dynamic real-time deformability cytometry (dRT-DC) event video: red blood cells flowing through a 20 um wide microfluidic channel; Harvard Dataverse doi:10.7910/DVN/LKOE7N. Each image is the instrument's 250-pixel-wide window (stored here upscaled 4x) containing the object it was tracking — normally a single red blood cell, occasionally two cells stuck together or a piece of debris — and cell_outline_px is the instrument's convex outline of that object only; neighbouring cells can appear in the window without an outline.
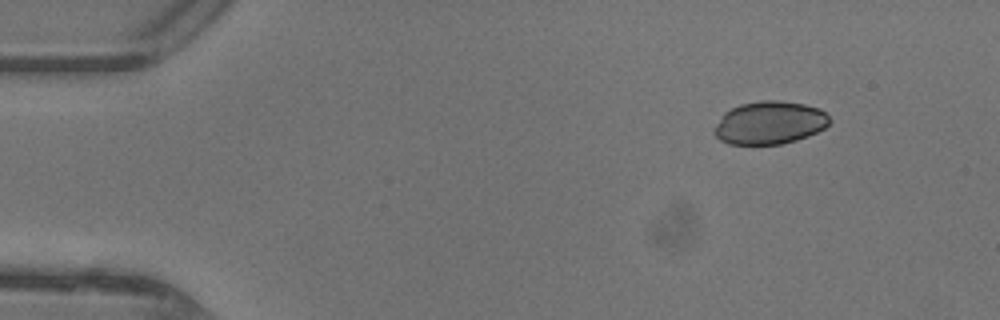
{"species": "common noctule bat (a hibernating species)", "species_latin": "Nyctalus noctula", "temperature_condition": "warm", "stored_images_in_passage": 10, "camera_frame_rate_fps": 3000, "um_per_image_px": 0.085, "animal": {"sex": "female"}, "frame": {"image": 1, "passage_image": 1, "time_ms": 0.0, "image_size_px": [1000, 320], "cell_outline_px": [[832, 120], [824, 128], [808, 136], [796, 140], [780, 144], [728, 144], [720, 140], [712, 132], [712, 128], [724, 112], [740, 104], [760, 100], [776, 100], [804, 104], [820, 108]], "centroid_in_image_um": [65.39, 10.43], "position_along_channel_um": 19.6, "area_um2": 29.02}}
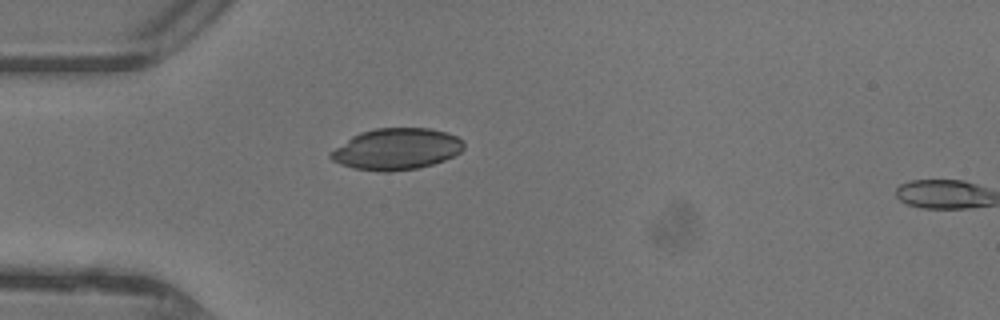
{"frame": {"image": 2, "passage_image": 9, "time_ms": 2.667, "image_size_px": [1000, 320], "cell_outline_px": [[464, 148], [460, 152], [444, 160], [432, 164], [416, 168], [388, 172], [380, 172], [352, 168], [340, 164], [332, 160], [328, 156], [328, 152], [352, 136], [360, 132], [376, 128], [428, 128], [444, 132], [456, 136], [464, 140]], "centroid_in_image_um": [33.66, 12.67], "position_along_channel_um": 51.3, "area_um2": 32.19}}